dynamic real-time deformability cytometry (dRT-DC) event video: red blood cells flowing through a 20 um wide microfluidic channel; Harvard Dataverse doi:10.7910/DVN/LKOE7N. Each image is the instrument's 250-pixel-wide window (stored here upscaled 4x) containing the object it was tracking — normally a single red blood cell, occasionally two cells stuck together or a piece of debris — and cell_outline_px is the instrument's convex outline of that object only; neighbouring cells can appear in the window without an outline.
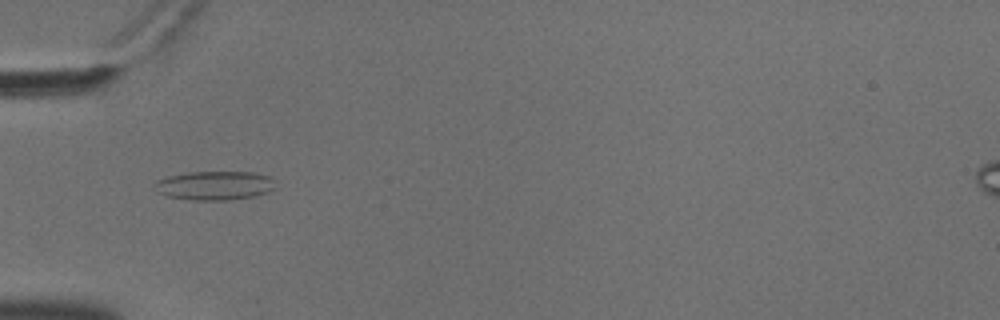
{"species": "common noctule bat (a hibernating species)", "species_latin": "Nyctalus noctula", "temperature_condition": "cold", "stored_images_in_passage": 56, "camera_frame_rate_fps": 3000, "um_per_image_px": 0.085, "animal": {"sex": "male", "body_mass_g": 18.8}, "frame": {"image": 1, "passage_image": 19, "time_ms": 6.0, "image_size_px": [1000, 320], "cell_outline_px": [[276, 188], [268, 192], [256, 196], [232, 200], [192, 200], [164, 196], [156, 192], [152, 188], [152, 184], [156, 180], [168, 176], [188, 172], [252, 172], [268, 176], [272, 180]], "centroid_in_image_um": [18.17, 15.78], "position_along_channel_um": 66.8, "area_um2": 20.75}}
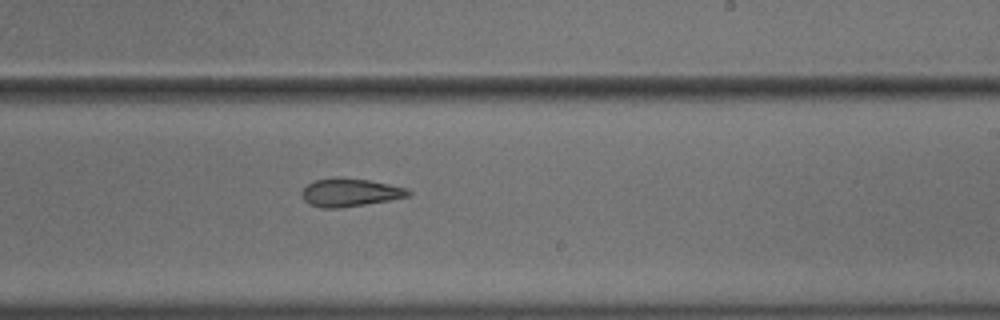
{"frame": {"image": 2, "passage_image": 35, "time_ms": 11.333, "image_size_px": [1000, 320], "cell_outline_px": [[412, 192], [408, 196], [388, 200], [340, 208], [320, 208], [308, 204], [304, 200], [300, 192], [308, 184], [316, 180], [336, 176], [340, 176], [368, 180], [408, 188]], "centroid_in_image_um": [29.71, 16.35], "position_along_channel_um": 259.3, "area_um2": 17.51}}
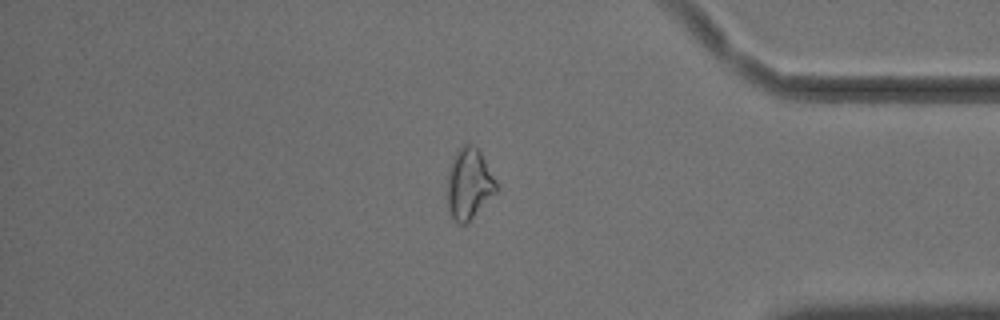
{"frame": {"image": 3, "passage_image": 48, "time_ms": 15.667, "image_size_px": [1000, 320], "cell_outline_px": [[500, 188], [468, 224], [460, 224], [448, 212], [448, 172], [452, 160], [460, 144], [472, 144], [480, 152]], "centroid_in_image_um": [39.88, 15.65], "position_along_channel_um": 395.3, "area_um2": 20.29}, "authors_computed_cell_mechanics": {"area_um2": 20.23, "velocity_mm_per_s": 3.6242, "shape_relaxation_time_tau1_ms": null, "shape_relaxation_time_tau2_ms": 4.3613, "deformation_change_tau1": null, "deformation_change_tau2": 0.14}}